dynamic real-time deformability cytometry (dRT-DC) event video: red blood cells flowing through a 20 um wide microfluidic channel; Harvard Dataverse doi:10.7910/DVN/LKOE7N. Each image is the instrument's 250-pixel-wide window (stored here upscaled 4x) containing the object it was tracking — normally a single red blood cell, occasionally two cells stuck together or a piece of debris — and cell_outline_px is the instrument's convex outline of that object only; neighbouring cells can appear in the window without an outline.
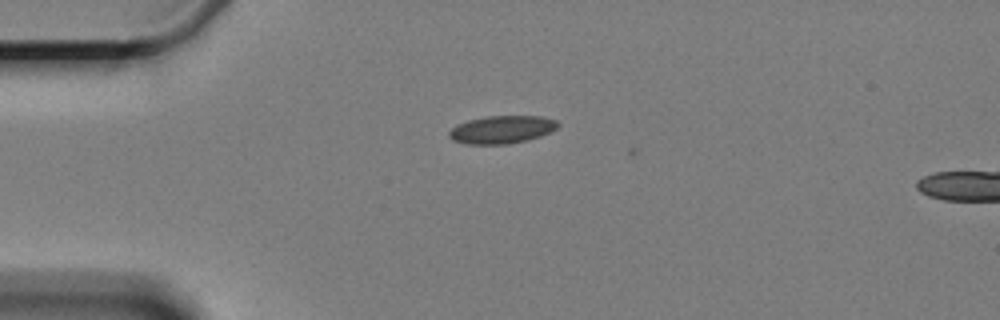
{"species": "Egyptian fruit bat (a non-hibernating species)", "species_latin": "Rousettus aegyptiacus", "temperature_condition": "cold", "stored_images_in_passage": 4, "segment_of_instrument_passage": [1, 2], "camera_frame_rate_fps": 3000, "um_per_image_px": 0.085, "animal": {"sex": "female"}, "frame": {"image": 1, "passage_image": 2, "time_ms": 1.333, "image_size_px": [1000, 320], "cell_outline_px": [[560, 124], [556, 128], [540, 136], [528, 140], [508, 144], [464, 144], [452, 140], [448, 136], [448, 132], [456, 124], [468, 120], [488, 116], [540, 116], [556, 120]], "centroid_in_image_um": [42.62, 11.02], "position_along_channel_um": 42.4, "area_um2": 17.69}}